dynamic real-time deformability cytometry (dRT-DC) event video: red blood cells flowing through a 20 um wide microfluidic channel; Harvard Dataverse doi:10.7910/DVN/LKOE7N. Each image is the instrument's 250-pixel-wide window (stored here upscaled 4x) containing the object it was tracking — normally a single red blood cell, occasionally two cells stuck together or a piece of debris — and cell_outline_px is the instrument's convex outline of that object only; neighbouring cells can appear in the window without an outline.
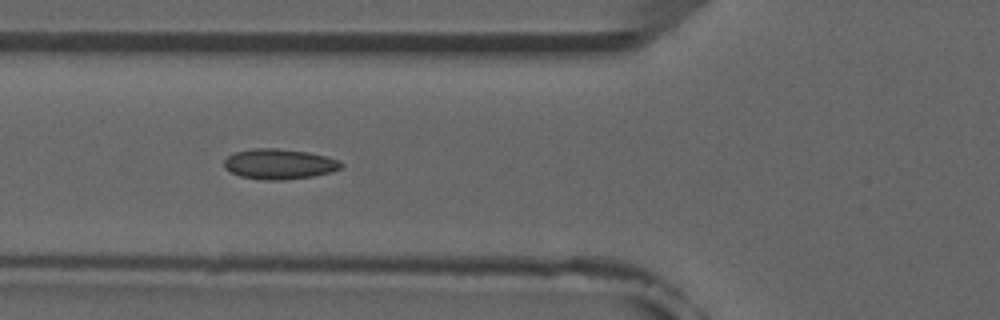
{"species": "common noctule bat (a hibernating species)", "species_latin": "Nyctalus noctula", "temperature_condition": "room temperature", "stored_images_in_passage": 7, "camera_frame_rate_fps": 3000, "um_per_image_px": 0.085, "animal": {"sex": "male", "forearm_length_mm": 52.5}, "frame": {"image": 1, "passage_image": 6, "time_ms": 5.667, "image_size_px": [1000, 320], "cell_outline_px": [[344, 164], [340, 168], [328, 172], [312, 176], [284, 180], [268, 180], [240, 176], [224, 168], [224, 160], [228, 156], [236, 152], [252, 148], [276, 148], [308, 152], [340, 160]], "centroid_in_image_um": [23.72, 13.93], "position_along_channel_um": 102.1, "area_um2": 20.46}}
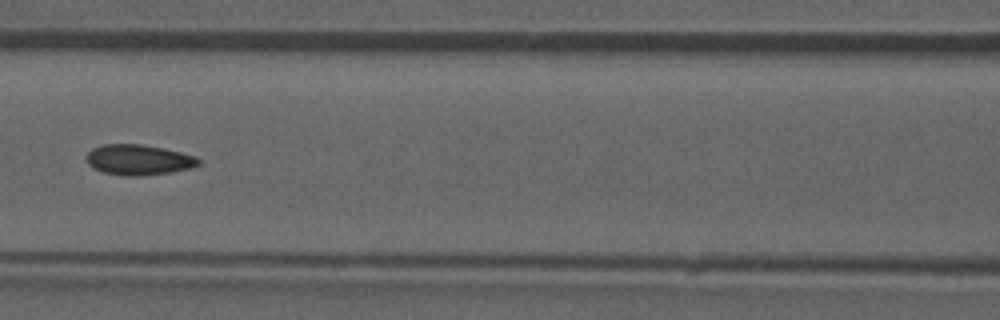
{"frame": {"image": 2, "passage_image": 7, "time_ms": 7.0, "image_size_px": [1000, 320], "cell_outline_px": [[200, 164], [192, 168], [172, 172], [136, 176], [124, 176], [104, 172], [92, 168], [88, 164], [84, 156], [92, 148], [104, 144], [140, 144], [164, 148], [196, 156], [200, 160]], "centroid_in_image_um": [11.76, 13.58], "position_along_channel_um": 154.8, "area_um2": 20.06}}